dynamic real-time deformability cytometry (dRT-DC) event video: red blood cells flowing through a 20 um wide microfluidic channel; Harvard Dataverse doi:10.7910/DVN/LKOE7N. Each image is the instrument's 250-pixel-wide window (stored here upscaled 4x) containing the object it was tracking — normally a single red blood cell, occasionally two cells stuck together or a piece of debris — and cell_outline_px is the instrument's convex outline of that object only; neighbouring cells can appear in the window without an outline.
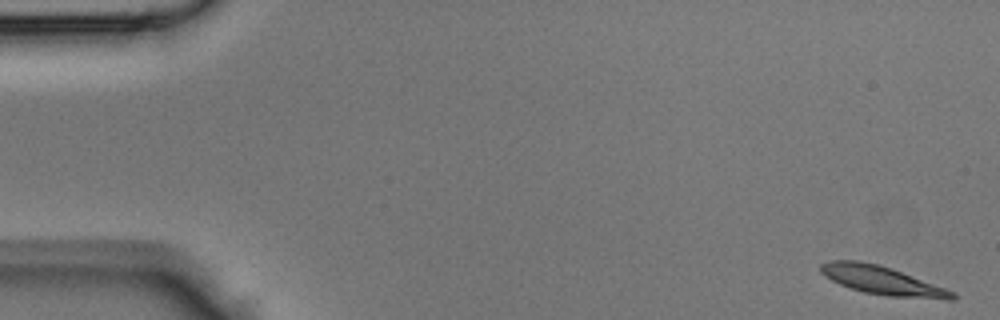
{"species": "Egyptian fruit bat (a non-hibernating species)", "species_latin": "Rousettus aegyptiacus", "temperature_condition": "room temperature", "stored_images_in_passage": 44, "camera_frame_rate_fps": 3000, "um_per_image_px": 0.085, "animal": {"sex": "male"}, "frame": {"image": 1, "passage_image": 1, "time_ms": 0.0, "image_size_px": [1000, 320], "cell_outline_px": [[956, 296], [952, 300], [948, 300], [888, 296], [864, 292], [840, 284], [824, 276], [820, 272], [820, 264], [832, 260], [860, 260], [892, 268], [956, 292]], "centroid_in_image_um": [75.0, 23.84], "position_along_channel_um": 10.0, "area_um2": 21.85}}
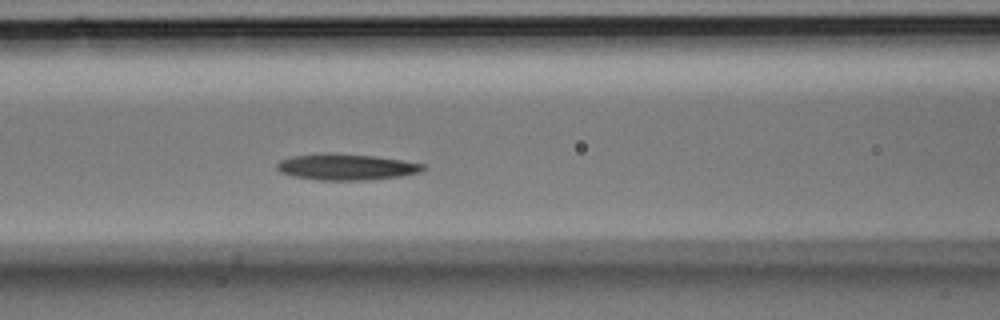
{"frame": {"image": 2, "passage_image": 18, "time_ms": 5.667, "image_size_px": [1000, 320], "cell_outline_px": [[428, 168], [420, 172], [400, 176], [364, 180], [320, 180], [292, 176], [280, 172], [276, 168], [276, 164], [280, 160], [292, 156], [324, 152], [332, 152], [376, 156], [404, 160], [428, 164]], "centroid_in_image_um": [29.46, 14.17], "position_along_channel_um": 137.1, "area_um2": 22.72}}
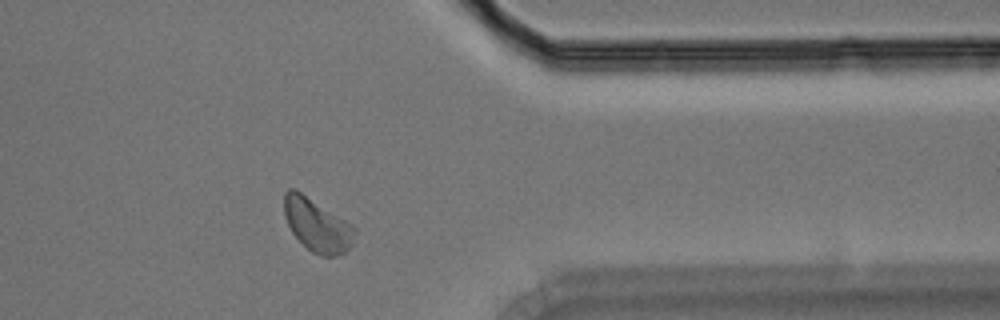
{"frame": {"image": 3, "passage_image": 35, "time_ms": 11.333, "image_size_px": [1000, 320], "cell_outline_px": [[356, 232], [352, 244], [344, 252], [332, 256], [324, 256], [312, 252], [292, 232], [284, 216], [284, 192], [288, 188], [296, 188], [352, 224], [356, 228]], "centroid_in_image_um": [26.94, 19.09], "position_along_channel_um": 384.5, "area_um2": 21.73}}